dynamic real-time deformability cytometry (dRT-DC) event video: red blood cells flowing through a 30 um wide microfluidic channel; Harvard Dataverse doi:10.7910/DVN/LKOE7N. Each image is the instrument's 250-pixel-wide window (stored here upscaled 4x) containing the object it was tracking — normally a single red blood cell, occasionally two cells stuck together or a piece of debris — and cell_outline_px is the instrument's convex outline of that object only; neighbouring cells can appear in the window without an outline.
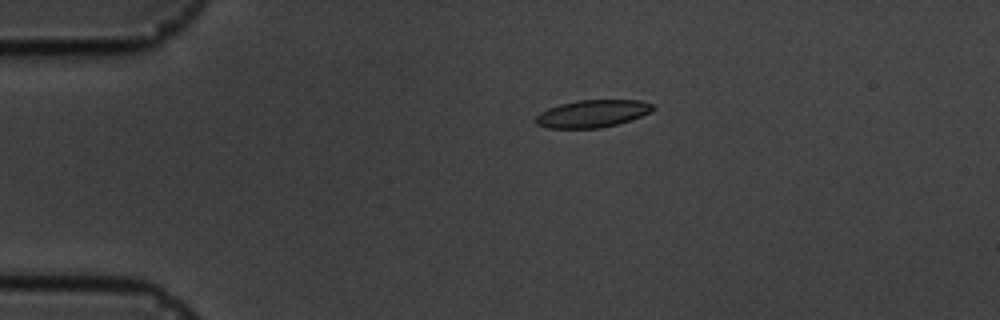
{"species": "common noctule bat (a hibernating species)", "species_latin": "Nyctalus noctula", "temperature_condition": "cold", "stored_images_in_passage": 13, "camera_frame_rate_fps": 3000, "um_per_image_px": 0.085, "animal": {"sex": "male", "body_mass_g": 19.5, "forearm_length_mm": 54.6}, "frame": {"image": 1, "passage_image": 1, "time_ms": 0.0, "image_size_px": [1000, 320], "cell_outline_px": [[656, 108], [640, 116], [616, 124], [600, 128], [548, 128], [536, 124], [536, 116], [540, 112], [548, 108], [560, 104], [580, 100], [640, 100], [652, 104]], "centroid_in_image_um": [50.32, 9.65], "position_along_channel_um": 34.7, "area_um2": 18.5}}
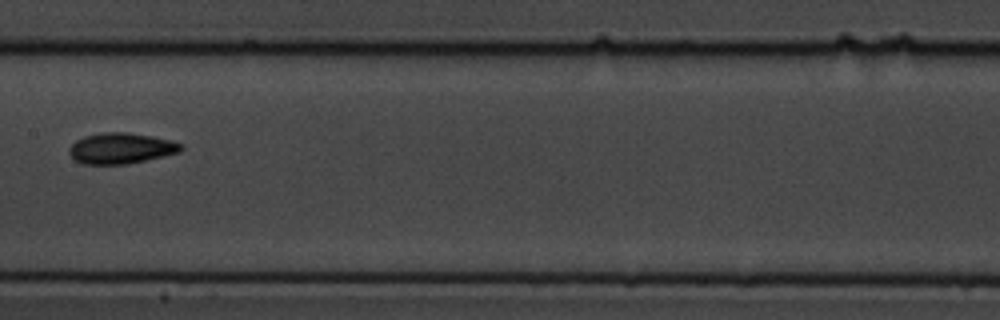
{"frame": {"image": 2, "passage_image": 6, "time_ms": 5.667, "image_size_px": [1000, 320], "cell_outline_px": [[184, 148], [180, 152], [164, 156], [128, 164], [84, 164], [76, 160], [68, 152], [68, 148], [76, 140], [84, 136], [104, 132], [128, 132], [152, 136], [172, 140], [184, 144]], "centroid_in_image_um": [10.32, 12.6], "position_along_channel_um": 197.1, "area_um2": 20.23}}
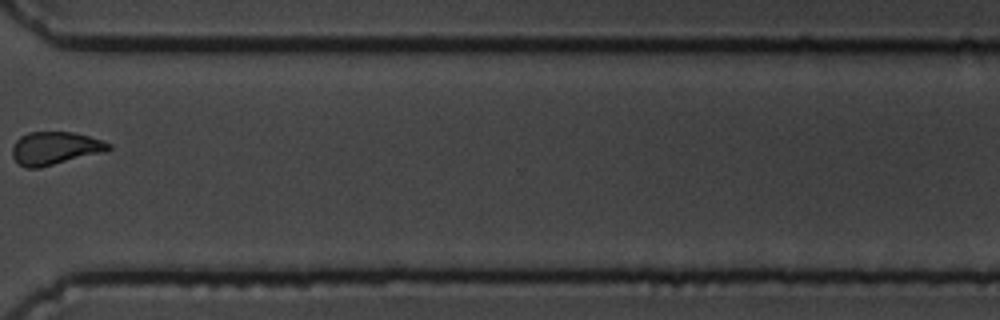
{"frame": {"image": 3, "passage_image": 10, "time_ms": 10.333, "image_size_px": [1000, 320], "cell_outline_px": [[112, 148], [104, 152], [40, 168], [24, 168], [12, 156], [12, 148], [16, 140], [20, 136], [28, 132], [76, 132], [112, 144]], "centroid_in_image_um": [4.67, 12.6], "position_along_channel_um": 365.9, "area_um2": 18.55}, "authors_computed_cell_mechanics": {"area_um2": 18.5538, "velocity_mm_per_s": 3.6268, "shape_relaxation_time_tau1_ms": 4.8905, "shape_relaxation_time_tau2_ms": 2.7102, "deformation_change_tau1": 0.1172, "deformation_change_tau2": 0.0806}}